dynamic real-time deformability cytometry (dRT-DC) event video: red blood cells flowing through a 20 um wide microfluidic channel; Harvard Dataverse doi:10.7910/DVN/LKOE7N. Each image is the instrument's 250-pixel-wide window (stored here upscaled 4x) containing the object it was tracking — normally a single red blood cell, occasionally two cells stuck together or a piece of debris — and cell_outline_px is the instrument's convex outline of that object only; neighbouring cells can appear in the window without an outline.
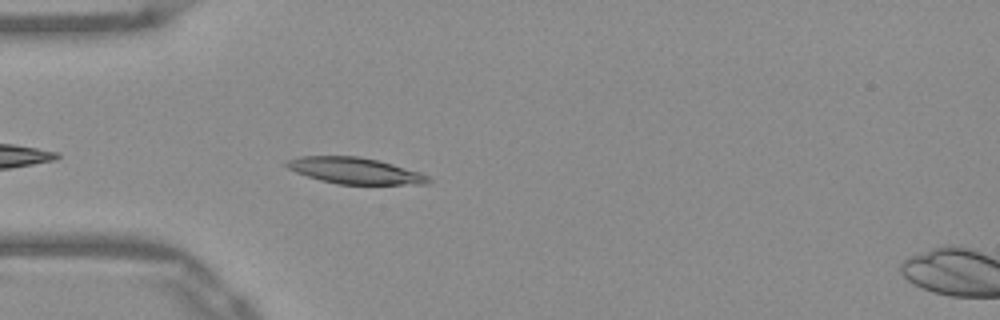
{"species": "Egyptian fruit bat (a non-hibernating species)", "species_latin": "Rousettus aegyptiacus", "temperature_condition": "warm", "stored_images_in_passage": 30, "camera_frame_rate_fps": 3000, "um_per_image_px": 0.085, "frame": {"image": 1, "passage_image": 3, "time_ms": 0.667, "image_size_px": [1000, 320], "cell_outline_px": [[432, 180], [428, 184], [336, 184], [320, 180], [296, 172], [288, 168], [284, 164], [288, 160], [300, 156], [356, 156], [380, 160], [420, 172], [428, 176]], "centroid_in_image_um": [30.19, 14.51], "position_along_channel_um": 54.8, "area_um2": 21.68}}
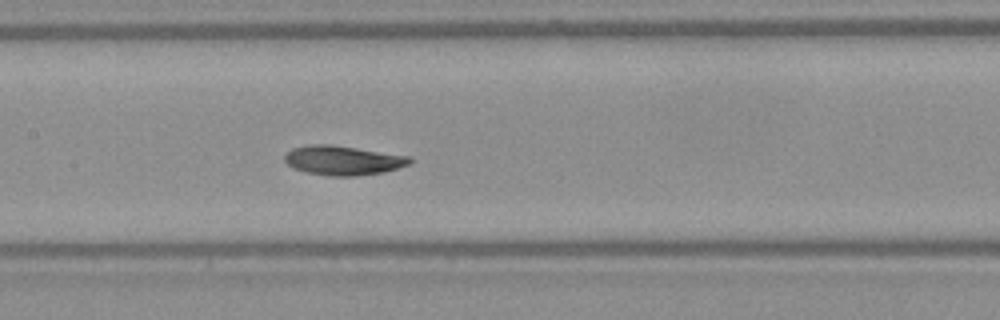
{"frame": {"image": 2, "passage_image": 13, "time_ms": 4.0, "image_size_px": [1000, 320], "cell_outline_px": [[412, 160], [408, 164], [384, 172], [356, 176], [332, 176], [308, 172], [292, 168], [284, 160], [284, 156], [292, 148], [308, 144], [328, 144], [356, 148], [408, 156]], "centroid_in_image_um": [29.1, 13.63], "position_along_channel_um": 178.3, "area_um2": 21.15}}
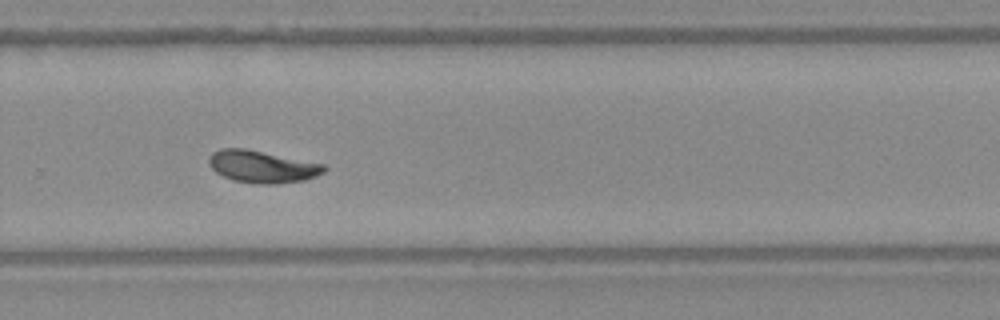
{"frame": {"image": 3, "passage_image": 23, "time_ms": 7.333, "image_size_px": [1000, 320], "cell_outline_px": [[328, 168], [324, 172], [316, 176], [304, 180], [276, 184], [256, 184], [232, 180], [216, 172], [208, 164], [208, 156], [212, 152], [220, 148], [244, 148], [324, 164]], "centroid_in_image_um": [22.26, 14.16], "position_along_channel_um": 307.5, "area_um2": 21.68}, "authors_computed_cell_mechanics": {"area_um2": 21.1259, "velocity_mm_per_s": 3.8954, "shape_relaxation_time_tau1_ms": 3.935, "shape_relaxation_time_tau2_ms": 4.6285, "deformation_change_tau1": 0.155, "deformation_change_tau2": 0.0984}}